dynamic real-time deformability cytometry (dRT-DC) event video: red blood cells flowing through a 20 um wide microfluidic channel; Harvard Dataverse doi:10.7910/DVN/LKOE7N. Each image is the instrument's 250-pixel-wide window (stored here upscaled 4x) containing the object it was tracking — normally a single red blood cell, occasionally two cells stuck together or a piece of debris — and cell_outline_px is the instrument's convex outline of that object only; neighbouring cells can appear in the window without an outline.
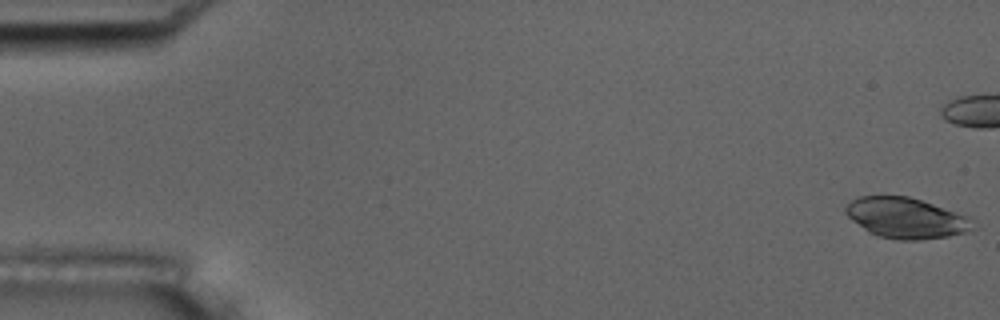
{"species": "common noctule bat (a hibernating species)", "species_latin": "Nyctalus noctula", "temperature_condition": "room temperature", "stored_images_in_passage": 55, "camera_frame_rate_fps": 3000, "um_per_image_px": 0.085, "animal": {"sex": "male", "body_mass_g": 17.5, "forearm_length_mm": 52.3}, "frame": {"image": 1, "passage_image": 1, "time_ms": 0.0, "image_size_px": [1000, 320], "cell_outline_px": [[964, 232], [948, 236], [916, 240], [900, 240], [880, 236], [868, 232], [852, 220], [844, 212], [844, 208], [852, 200], [860, 196], [908, 196], [932, 204], [964, 216]], "centroid_in_image_um": [76.8, 18.52], "position_along_channel_um": 8.2, "area_um2": 28.67}}